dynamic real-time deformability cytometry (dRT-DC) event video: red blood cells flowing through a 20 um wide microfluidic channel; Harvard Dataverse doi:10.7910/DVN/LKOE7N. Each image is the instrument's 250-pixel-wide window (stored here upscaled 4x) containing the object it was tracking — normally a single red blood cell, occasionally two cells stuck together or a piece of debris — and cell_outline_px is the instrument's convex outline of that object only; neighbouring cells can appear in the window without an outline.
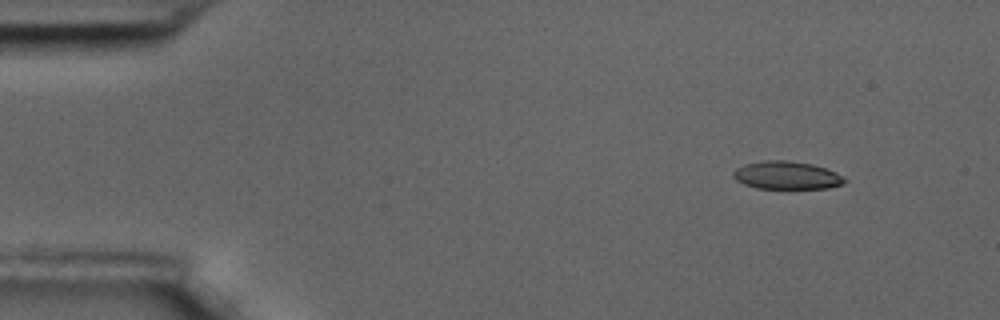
{"species": "common noctule bat (a hibernating species)", "species_latin": "Nyctalus noctula", "temperature_condition": "room temperature", "stored_images_in_passage": 52, "camera_frame_rate_fps": 3000, "um_per_image_px": 0.085, "animal": {"sex": "male", "body_mass_g": 17.5, "forearm_length_mm": 52.3}, "frame": {"image": 1, "passage_image": 1, "time_ms": 0.0, "image_size_px": [1000, 320], "cell_outline_px": [[848, 180], [844, 184], [828, 188], [756, 188], [744, 184], [736, 180], [732, 176], [732, 172], [736, 168], [744, 164], [764, 160], [784, 160], [812, 164], [836, 172]], "centroid_in_image_um": [66.86, 14.9], "position_along_channel_um": 18.1, "area_um2": 18.15}}
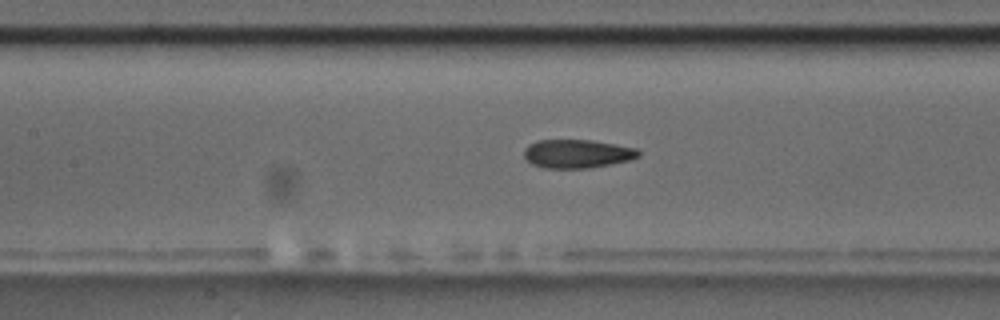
{"frame": {"image": 2, "passage_image": 21, "time_ms": 6.667, "image_size_px": [1000, 320], "cell_outline_px": [[640, 156], [632, 160], [592, 168], [544, 168], [532, 164], [524, 160], [524, 148], [528, 144], [536, 140], [592, 140], [616, 144], [636, 148], [640, 152]], "centroid_in_image_um": [49.05, 13.07], "position_along_channel_um": 158.3, "area_um2": 19.42}}
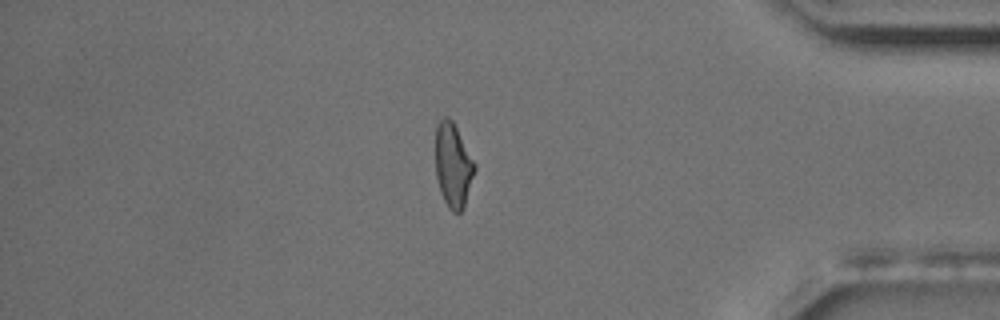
{"frame": {"image": 3, "passage_image": 44, "time_ms": 14.333, "image_size_px": [1000, 320], "cell_outline_px": [[476, 168], [464, 208], [460, 212], [452, 212], [448, 208], [440, 192], [436, 176], [436, 124], [444, 116], [448, 116], [452, 120], [476, 164]], "centroid_in_image_um": [38.51, 14.06], "position_along_channel_um": 396.7, "area_um2": 19.25}, "authors_computed_cell_mechanics": {"area_um2": 19.4208, "velocity_mm_per_s": 3.527, "shape_relaxation_time_tau1_ms": null, "shape_relaxation_time_tau2_ms": 2.336, "deformation_change_tau1": null, "deformation_change_tau2": 0.0953}}